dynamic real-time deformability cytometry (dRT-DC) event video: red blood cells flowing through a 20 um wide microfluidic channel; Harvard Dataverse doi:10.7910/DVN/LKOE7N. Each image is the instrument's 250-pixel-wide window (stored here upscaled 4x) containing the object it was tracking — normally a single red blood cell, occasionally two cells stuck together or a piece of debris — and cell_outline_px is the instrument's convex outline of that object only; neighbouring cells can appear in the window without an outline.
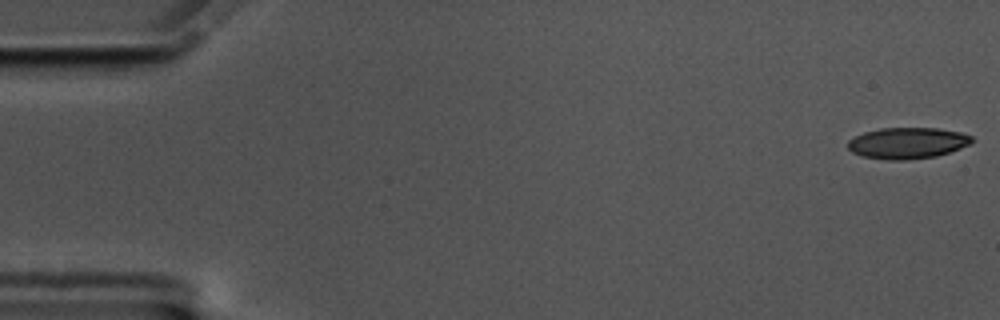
{"species": "common noctule bat (a hibernating species)", "species_latin": "Nyctalus noctula", "temperature_condition": "cold", "stored_images_in_passage": 57, "camera_frame_rate_fps": 3000, "um_per_image_px": 0.085, "animal": {"sex": "male", "body_mass_g": 17.5, "forearm_length_mm": 52.3}, "frame": {"image": 1, "passage_image": 1, "time_ms": 0.0, "image_size_px": [1000, 320], "cell_outline_px": [[976, 140], [960, 148], [936, 156], [904, 160], [888, 160], [864, 156], [852, 152], [848, 148], [848, 140], [864, 132], [880, 128], [940, 128], [960, 132], [972, 136]], "centroid_in_image_um": [77.15, 12.15], "position_along_channel_um": 7.9, "area_um2": 22.48}}
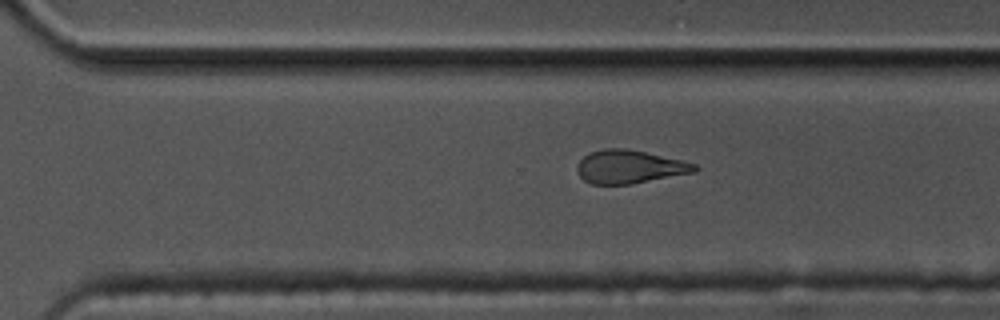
{"frame": {"image": 2, "passage_image": 39, "time_ms": 12.667, "image_size_px": [1000, 320], "cell_outline_px": [[700, 168], [696, 172], [632, 184], [592, 184], [584, 180], [580, 176], [576, 168], [576, 164], [584, 156], [592, 152], [604, 148], [624, 148], [684, 160], [696, 164]], "centroid_in_image_um": [53.54, 14.18], "position_along_channel_um": 317.1, "area_um2": 22.89}}
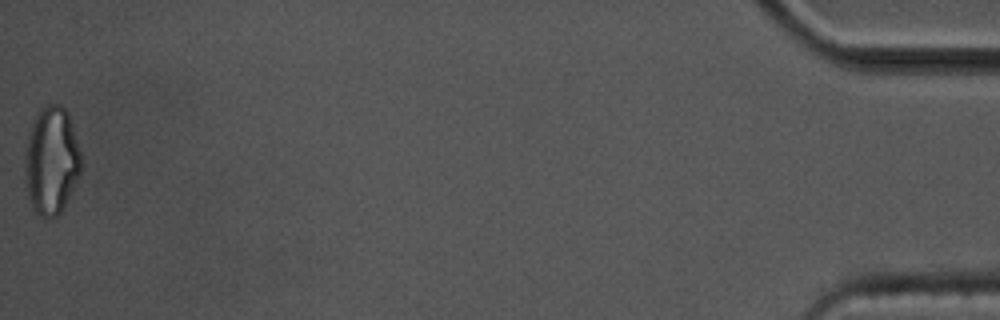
{"frame": {"image": 3, "passage_image": 57, "time_ms": 18.667, "image_size_px": [1000, 320], "cell_outline_px": [[80, 172], [60, 212], [56, 216], [44, 220], [32, 208], [28, 196], [24, 180], [24, 160], [28, 132], [36, 112], [40, 108], [48, 104], [60, 104], [68, 112], [80, 152]], "centroid_in_image_um": [4.32, 13.64], "position_along_channel_um": 430.9, "area_um2": 35.37}, "authors_computed_cell_mechanics": {"area_um2": 23.987, "velocity_mm_per_s": 3.5283, "shape_relaxation_time_tau1_ms": 11.0106, "shape_relaxation_time_tau2_ms": 3.0491, "deformation_change_tau1": 0.2141, "deformation_change_tau2": 0.1089}}